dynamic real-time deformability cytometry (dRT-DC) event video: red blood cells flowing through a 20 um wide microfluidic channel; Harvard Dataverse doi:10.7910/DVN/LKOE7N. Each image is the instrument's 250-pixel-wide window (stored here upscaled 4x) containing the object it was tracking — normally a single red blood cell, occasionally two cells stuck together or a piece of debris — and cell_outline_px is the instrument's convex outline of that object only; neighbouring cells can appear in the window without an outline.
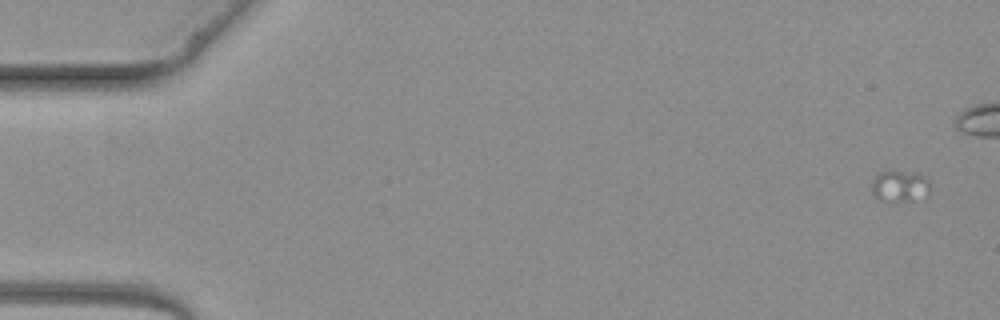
{"species": "common noctule bat (a hibernating species)", "species_latin": "Nyctalus noctula", "temperature_condition": "warm", "stored_images_in_passage": 5, "camera_frame_rate_fps": 3000, "um_per_image_px": 0.085, "animal": {"sex": "female", "body_mass_g": 19.3, "forearm_length_mm": 54.1}, "frame": {"image": 1, "passage_image": 1, "time_ms": 0.0, "image_size_px": [1000, 320], "cell_outline_px": [[928, 188], [912, 200], [884, 200], [876, 196], [872, 192], [872, 180], [880, 172], [892, 168], [924, 176], [928, 180]], "centroid_in_image_um": [76.38, 15.73], "position_along_channel_um": 8.6, "area_um2": 10.12}}